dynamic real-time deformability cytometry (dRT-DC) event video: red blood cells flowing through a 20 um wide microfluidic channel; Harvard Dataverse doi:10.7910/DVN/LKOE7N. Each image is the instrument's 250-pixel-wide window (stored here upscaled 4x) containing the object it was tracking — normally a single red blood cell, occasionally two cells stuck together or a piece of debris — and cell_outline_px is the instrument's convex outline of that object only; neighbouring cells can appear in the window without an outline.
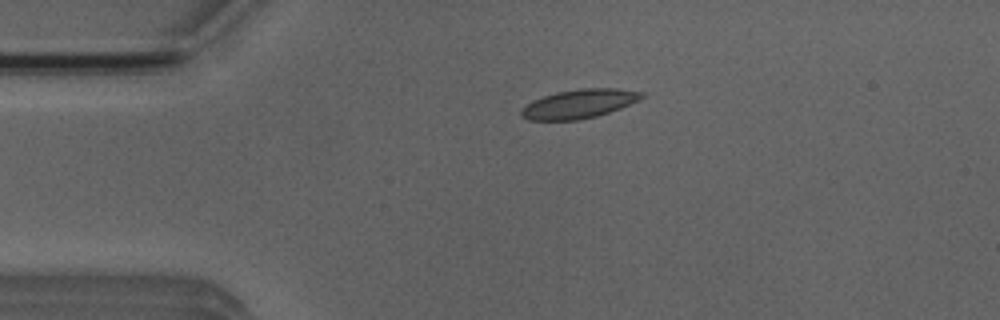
{"species": "Egyptian fruit bat (a non-hibernating species)", "species_latin": "Rousettus aegyptiacus", "temperature_condition": "room temperature", "stored_images_in_passage": 5, "camera_frame_rate_fps": 3000, "um_per_image_px": 0.085, "animal": {"sex": "male"}, "frame": {"image": 1, "passage_image": 3, "time_ms": 2.333, "image_size_px": [1000, 320], "cell_outline_px": [[644, 96], [620, 108], [596, 116], [576, 120], [528, 120], [520, 116], [520, 112], [532, 100], [556, 92], [580, 88], [616, 88], [644, 92]], "centroid_in_image_um": [49.19, 8.82], "position_along_channel_um": 35.8, "area_um2": 20.06}}